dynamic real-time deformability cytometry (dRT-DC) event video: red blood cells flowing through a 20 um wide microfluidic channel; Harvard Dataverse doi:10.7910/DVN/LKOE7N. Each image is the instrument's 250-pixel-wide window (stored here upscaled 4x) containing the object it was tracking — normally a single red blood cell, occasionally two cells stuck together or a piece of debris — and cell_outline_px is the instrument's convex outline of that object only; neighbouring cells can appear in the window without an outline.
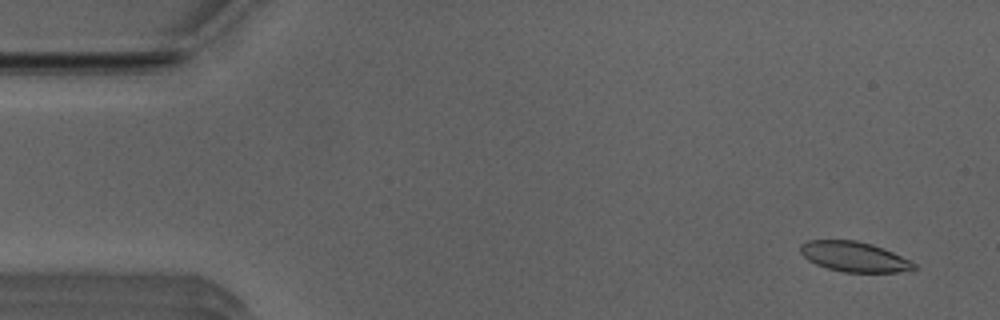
{"species": "Egyptian fruit bat (a non-hibernating species)", "species_latin": "Rousettus aegyptiacus", "temperature_condition": "room temperature", "stored_images_in_passage": 53, "camera_frame_rate_fps": 3000, "um_per_image_px": 0.085, "animal": {"sex": "male"}, "frame": {"image": 1, "passage_image": 3, "time_ms": 0.667, "image_size_px": [1000, 320], "cell_outline_px": [[916, 268], [896, 272], [844, 272], [828, 268], [816, 264], [808, 260], [800, 252], [800, 244], [808, 240], [856, 240], [872, 244], [892, 252], [916, 264]], "centroid_in_image_um": [72.56, 21.81], "position_along_channel_um": 12.4, "area_um2": 19.65}}
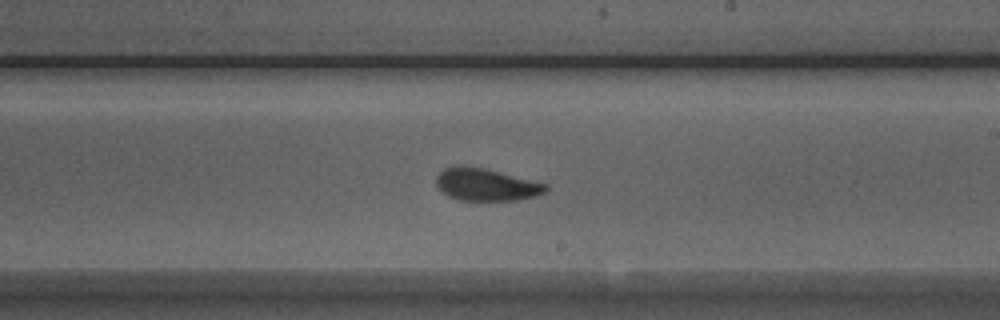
{"frame": {"image": 2, "passage_image": 30, "time_ms": 9.667, "image_size_px": [1000, 320], "cell_outline_px": [[548, 192], [536, 196], [516, 200], [456, 200], [448, 196], [436, 184], [436, 176], [444, 168], [460, 164], [484, 168], [548, 184]], "centroid_in_image_um": [41.32, 15.68], "position_along_channel_um": 247.7, "area_um2": 20.75}}
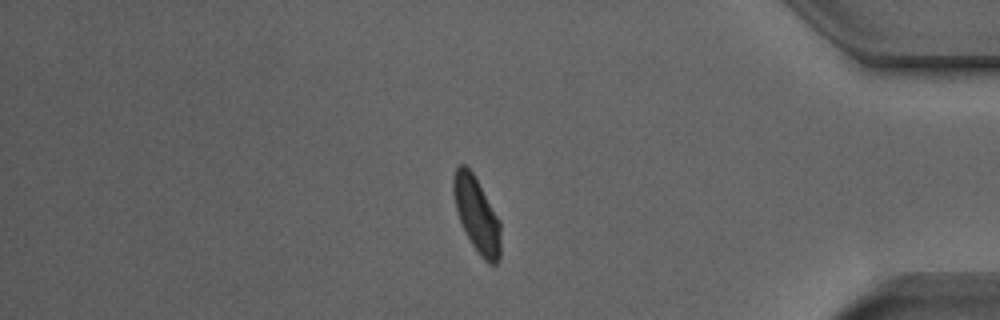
{"frame": {"image": 3, "passage_image": 44, "time_ms": 14.333, "image_size_px": [1000, 320], "cell_outline_px": [[500, 260], [496, 264], [488, 264], [480, 256], [464, 232], [456, 208], [452, 192], [452, 180], [456, 168], [460, 164], [464, 164], [472, 172], [500, 220]], "centroid_in_image_um": [40.52, 18.28], "position_along_channel_um": 394.7, "area_um2": 20.63}, "authors_computed_cell_mechanics": {"area_um2": 20.6346, "velocity_mm_per_s": 3.884, "shape_relaxation_time_tau1_ms": 6.8244, "shape_relaxation_time_tau2_ms": 1.6887, "deformation_change_tau1": 0.1871, "deformation_change_tau2": 0.0647}}